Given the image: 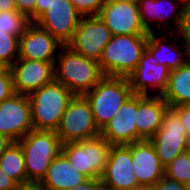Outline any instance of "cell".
<instances>
[{
	"label": "cell",
	"instance_id": "cell-35",
	"mask_svg": "<svg viewBox=\"0 0 190 190\" xmlns=\"http://www.w3.org/2000/svg\"><path fill=\"white\" fill-rule=\"evenodd\" d=\"M69 190H105L100 178L88 179L81 185L75 186Z\"/></svg>",
	"mask_w": 190,
	"mask_h": 190
},
{
	"label": "cell",
	"instance_id": "cell-29",
	"mask_svg": "<svg viewBox=\"0 0 190 190\" xmlns=\"http://www.w3.org/2000/svg\"><path fill=\"white\" fill-rule=\"evenodd\" d=\"M15 93L10 68L0 67V103Z\"/></svg>",
	"mask_w": 190,
	"mask_h": 190
},
{
	"label": "cell",
	"instance_id": "cell-17",
	"mask_svg": "<svg viewBox=\"0 0 190 190\" xmlns=\"http://www.w3.org/2000/svg\"><path fill=\"white\" fill-rule=\"evenodd\" d=\"M137 94H132L116 115L100 131L110 145H129L137 142Z\"/></svg>",
	"mask_w": 190,
	"mask_h": 190
},
{
	"label": "cell",
	"instance_id": "cell-7",
	"mask_svg": "<svg viewBox=\"0 0 190 190\" xmlns=\"http://www.w3.org/2000/svg\"><path fill=\"white\" fill-rule=\"evenodd\" d=\"M56 133L62 144L100 135L91 107L84 96L74 95L70 100Z\"/></svg>",
	"mask_w": 190,
	"mask_h": 190
},
{
	"label": "cell",
	"instance_id": "cell-34",
	"mask_svg": "<svg viewBox=\"0 0 190 190\" xmlns=\"http://www.w3.org/2000/svg\"><path fill=\"white\" fill-rule=\"evenodd\" d=\"M22 188L0 167V190H21Z\"/></svg>",
	"mask_w": 190,
	"mask_h": 190
},
{
	"label": "cell",
	"instance_id": "cell-19",
	"mask_svg": "<svg viewBox=\"0 0 190 190\" xmlns=\"http://www.w3.org/2000/svg\"><path fill=\"white\" fill-rule=\"evenodd\" d=\"M137 2L141 24L147 33H153L155 30L149 21H156L162 26L163 22L166 23L173 16L174 32L181 31L185 12V4L181 0H137ZM176 7L179 8L178 11Z\"/></svg>",
	"mask_w": 190,
	"mask_h": 190
},
{
	"label": "cell",
	"instance_id": "cell-11",
	"mask_svg": "<svg viewBox=\"0 0 190 190\" xmlns=\"http://www.w3.org/2000/svg\"><path fill=\"white\" fill-rule=\"evenodd\" d=\"M81 17L70 0H53L34 23L67 45L73 38Z\"/></svg>",
	"mask_w": 190,
	"mask_h": 190
},
{
	"label": "cell",
	"instance_id": "cell-3",
	"mask_svg": "<svg viewBox=\"0 0 190 190\" xmlns=\"http://www.w3.org/2000/svg\"><path fill=\"white\" fill-rule=\"evenodd\" d=\"M31 120L36 130L57 131L74 94L55 79L29 95Z\"/></svg>",
	"mask_w": 190,
	"mask_h": 190
},
{
	"label": "cell",
	"instance_id": "cell-40",
	"mask_svg": "<svg viewBox=\"0 0 190 190\" xmlns=\"http://www.w3.org/2000/svg\"><path fill=\"white\" fill-rule=\"evenodd\" d=\"M186 153L189 155L190 157V136L187 140V144H186Z\"/></svg>",
	"mask_w": 190,
	"mask_h": 190
},
{
	"label": "cell",
	"instance_id": "cell-28",
	"mask_svg": "<svg viewBox=\"0 0 190 190\" xmlns=\"http://www.w3.org/2000/svg\"><path fill=\"white\" fill-rule=\"evenodd\" d=\"M82 17L98 16L107 0H70Z\"/></svg>",
	"mask_w": 190,
	"mask_h": 190
},
{
	"label": "cell",
	"instance_id": "cell-32",
	"mask_svg": "<svg viewBox=\"0 0 190 190\" xmlns=\"http://www.w3.org/2000/svg\"><path fill=\"white\" fill-rule=\"evenodd\" d=\"M155 190H187V185L171 180L165 175L154 185Z\"/></svg>",
	"mask_w": 190,
	"mask_h": 190
},
{
	"label": "cell",
	"instance_id": "cell-21",
	"mask_svg": "<svg viewBox=\"0 0 190 190\" xmlns=\"http://www.w3.org/2000/svg\"><path fill=\"white\" fill-rule=\"evenodd\" d=\"M88 178L76 171L67 157L60 152L48 167L46 176L36 186L39 190H69Z\"/></svg>",
	"mask_w": 190,
	"mask_h": 190
},
{
	"label": "cell",
	"instance_id": "cell-24",
	"mask_svg": "<svg viewBox=\"0 0 190 190\" xmlns=\"http://www.w3.org/2000/svg\"><path fill=\"white\" fill-rule=\"evenodd\" d=\"M0 167L22 189L27 188L24 152L18 142H13L1 155Z\"/></svg>",
	"mask_w": 190,
	"mask_h": 190
},
{
	"label": "cell",
	"instance_id": "cell-2",
	"mask_svg": "<svg viewBox=\"0 0 190 190\" xmlns=\"http://www.w3.org/2000/svg\"><path fill=\"white\" fill-rule=\"evenodd\" d=\"M24 152L27 188L36 187L46 176L51 161L61 152L55 131L32 129L19 142Z\"/></svg>",
	"mask_w": 190,
	"mask_h": 190
},
{
	"label": "cell",
	"instance_id": "cell-22",
	"mask_svg": "<svg viewBox=\"0 0 190 190\" xmlns=\"http://www.w3.org/2000/svg\"><path fill=\"white\" fill-rule=\"evenodd\" d=\"M166 37L165 35L157 37L155 32L149 33L146 49L157 59L159 64L168 67L170 70L185 65L190 60V52L187 46L182 52L177 48L176 42L168 45Z\"/></svg>",
	"mask_w": 190,
	"mask_h": 190
},
{
	"label": "cell",
	"instance_id": "cell-20",
	"mask_svg": "<svg viewBox=\"0 0 190 190\" xmlns=\"http://www.w3.org/2000/svg\"><path fill=\"white\" fill-rule=\"evenodd\" d=\"M169 108L163 97L137 95V141L150 140Z\"/></svg>",
	"mask_w": 190,
	"mask_h": 190
},
{
	"label": "cell",
	"instance_id": "cell-30",
	"mask_svg": "<svg viewBox=\"0 0 190 190\" xmlns=\"http://www.w3.org/2000/svg\"><path fill=\"white\" fill-rule=\"evenodd\" d=\"M16 10L25 15L30 22L35 21V5L36 0H14Z\"/></svg>",
	"mask_w": 190,
	"mask_h": 190
},
{
	"label": "cell",
	"instance_id": "cell-6",
	"mask_svg": "<svg viewBox=\"0 0 190 190\" xmlns=\"http://www.w3.org/2000/svg\"><path fill=\"white\" fill-rule=\"evenodd\" d=\"M111 145L101 135L62 144L61 152L72 167L88 179L100 178L108 160Z\"/></svg>",
	"mask_w": 190,
	"mask_h": 190
},
{
	"label": "cell",
	"instance_id": "cell-37",
	"mask_svg": "<svg viewBox=\"0 0 190 190\" xmlns=\"http://www.w3.org/2000/svg\"><path fill=\"white\" fill-rule=\"evenodd\" d=\"M16 10L14 0H0V12Z\"/></svg>",
	"mask_w": 190,
	"mask_h": 190
},
{
	"label": "cell",
	"instance_id": "cell-1",
	"mask_svg": "<svg viewBox=\"0 0 190 190\" xmlns=\"http://www.w3.org/2000/svg\"><path fill=\"white\" fill-rule=\"evenodd\" d=\"M55 80L74 95L91 91L105 76L98 61L86 58L63 45L54 65Z\"/></svg>",
	"mask_w": 190,
	"mask_h": 190
},
{
	"label": "cell",
	"instance_id": "cell-14",
	"mask_svg": "<svg viewBox=\"0 0 190 190\" xmlns=\"http://www.w3.org/2000/svg\"><path fill=\"white\" fill-rule=\"evenodd\" d=\"M100 180L105 190H135L140 186L134 174L131 150L126 145H111Z\"/></svg>",
	"mask_w": 190,
	"mask_h": 190
},
{
	"label": "cell",
	"instance_id": "cell-41",
	"mask_svg": "<svg viewBox=\"0 0 190 190\" xmlns=\"http://www.w3.org/2000/svg\"><path fill=\"white\" fill-rule=\"evenodd\" d=\"M21 190H39L37 187H31V188H26V189H21Z\"/></svg>",
	"mask_w": 190,
	"mask_h": 190
},
{
	"label": "cell",
	"instance_id": "cell-10",
	"mask_svg": "<svg viewBox=\"0 0 190 190\" xmlns=\"http://www.w3.org/2000/svg\"><path fill=\"white\" fill-rule=\"evenodd\" d=\"M170 69L158 63L146 49L136 69L127 77L133 94L162 97L169 82ZM150 91L156 92L154 95Z\"/></svg>",
	"mask_w": 190,
	"mask_h": 190
},
{
	"label": "cell",
	"instance_id": "cell-15",
	"mask_svg": "<svg viewBox=\"0 0 190 190\" xmlns=\"http://www.w3.org/2000/svg\"><path fill=\"white\" fill-rule=\"evenodd\" d=\"M62 46L48 31L31 22L19 37L18 59L55 63Z\"/></svg>",
	"mask_w": 190,
	"mask_h": 190
},
{
	"label": "cell",
	"instance_id": "cell-39",
	"mask_svg": "<svg viewBox=\"0 0 190 190\" xmlns=\"http://www.w3.org/2000/svg\"><path fill=\"white\" fill-rule=\"evenodd\" d=\"M135 190H155L154 185L138 186Z\"/></svg>",
	"mask_w": 190,
	"mask_h": 190
},
{
	"label": "cell",
	"instance_id": "cell-33",
	"mask_svg": "<svg viewBox=\"0 0 190 190\" xmlns=\"http://www.w3.org/2000/svg\"><path fill=\"white\" fill-rule=\"evenodd\" d=\"M172 109L179 115L188 136H190V104L178 105Z\"/></svg>",
	"mask_w": 190,
	"mask_h": 190
},
{
	"label": "cell",
	"instance_id": "cell-42",
	"mask_svg": "<svg viewBox=\"0 0 190 190\" xmlns=\"http://www.w3.org/2000/svg\"><path fill=\"white\" fill-rule=\"evenodd\" d=\"M185 5L190 3V0H181Z\"/></svg>",
	"mask_w": 190,
	"mask_h": 190
},
{
	"label": "cell",
	"instance_id": "cell-8",
	"mask_svg": "<svg viewBox=\"0 0 190 190\" xmlns=\"http://www.w3.org/2000/svg\"><path fill=\"white\" fill-rule=\"evenodd\" d=\"M188 138L189 136L179 115L169 107L163 115L161 127L150 141L160 163L166 167L178 155L186 152Z\"/></svg>",
	"mask_w": 190,
	"mask_h": 190
},
{
	"label": "cell",
	"instance_id": "cell-13",
	"mask_svg": "<svg viewBox=\"0 0 190 190\" xmlns=\"http://www.w3.org/2000/svg\"><path fill=\"white\" fill-rule=\"evenodd\" d=\"M98 16L112 35L149 34L141 24L137 0H107Z\"/></svg>",
	"mask_w": 190,
	"mask_h": 190
},
{
	"label": "cell",
	"instance_id": "cell-5",
	"mask_svg": "<svg viewBox=\"0 0 190 190\" xmlns=\"http://www.w3.org/2000/svg\"><path fill=\"white\" fill-rule=\"evenodd\" d=\"M132 94L127 78L104 76L83 96L87 99L95 124L101 131Z\"/></svg>",
	"mask_w": 190,
	"mask_h": 190
},
{
	"label": "cell",
	"instance_id": "cell-27",
	"mask_svg": "<svg viewBox=\"0 0 190 190\" xmlns=\"http://www.w3.org/2000/svg\"><path fill=\"white\" fill-rule=\"evenodd\" d=\"M30 20L17 10L0 12V31L11 35L21 36Z\"/></svg>",
	"mask_w": 190,
	"mask_h": 190
},
{
	"label": "cell",
	"instance_id": "cell-25",
	"mask_svg": "<svg viewBox=\"0 0 190 190\" xmlns=\"http://www.w3.org/2000/svg\"><path fill=\"white\" fill-rule=\"evenodd\" d=\"M19 57V36L0 31V67L10 68Z\"/></svg>",
	"mask_w": 190,
	"mask_h": 190
},
{
	"label": "cell",
	"instance_id": "cell-18",
	"mask_svg": "<svg viewBox=\"0 0 190 190\" xmlns=\"http://www.w3.org/2000/svg\"><path fill=\"white\" fill-rule=\"evenodd\" d=\"M131 158L137 182L140 186L155 185L164 176V166L150 140H141L126 145Z\"/></svg>",
	"mask_w": 190,
	"mask_h": 190
},
{
	"label": "cell",
	"instance_id": "cell-16",
	"mask_svg": "<svg viewBox=\"0 0 190 190\" xmlns=\"http://www.w3.org/2000/svg\"><path fill=\"white\" fill-rule=\"evenodd\" d=\"M55 63L17 59L10 67L15 93L29 95L55 79Z\"/></svg>",
	"mask_w": 190,
	"mask_h": 190
},
{
	"label": "cell",
	"instance_id": "cell-36",
	"mask_svg": "<svg viewBox=\"0 0 190 190\" xmlns=\"http://www.w3.org/2000/svg\"><path fill=\"white\" fill-rule=\"evenodd\" d=\"M53 0H36L35 20L48 8Z\"/></svg>",
	"mask_w": 190,
	"mask_h": 190
},
{
	"label": "cell",
	"instance_id": "cell-12",
	"mask_svg": "<svg viewBox=\"0 0 190 190\" xmlns=\"http://www.w3.org/2000/svg\"><path fill=\"white\" fill-rule=\"evenodd\" d=\"M33 128L29 96L14 93L0 103V134L19 142Z\"/></svg>",
	"mask_w": 190,
	"mask_h": 190
},
{
	"label": "cell",
	"instance_id": "cell-31",
	"mask_svg": "<svg viewBox=\"0 0 190 190\" xmlns=\"http://www.w3.org/2000/svg\"><path fill=\"white\" fill-rule=\"evenodd\" d=\"M176 34L177 36H181L179 38H181V40H184L183 42L190 52V3L185 5L183 27L181 31Z\"/></svg>",
	"mask_w": 190,
	"mask_h": 190
},
{
	"label": "cell",
	"instance_id": "cell-4",
	"mask_svg": "<svg viewBox=\"0 0 190 190\" xmlns=\"http://www.w3.org/2000/svg\"><path fill=\"white\" fill-rule=\"evenodd\" d=\"M149 34L113 35L99 61L105 76L127 78L146 50Z\"/></svg>",
	"mask_w": 190,
	"mask_h": 190
},
{
	"label": "cell",
	"instance_id": "cell-9",
	"mask_svg": "<svg viewBox=\"0 0 190 190\" xmlns=\"http://www.w3.org/2000/svg\"><path fill=\"white\" fill-rule=\"evenodd\" d=\"M112 36V32L99 16L81 17L67 46L78 54L99 62Z\"/></svg>",
	"mask_w": 190,
	"mask_h": 190
},
{
	"label": "cell",
	"instance_id": "cell-38",
	"mask_svg": "<svg viewBox=\"0 0 190 190\" xmlns=\"http://www.w3.org/2000/svg\"><path fill=\"white\" fill-rule=\"evenodd\" d=\"M9 137L0 134V155L13 143Z\"/></svg>",
	"mask_w": 190,
	"mask_h": 190
},
{
	"label": "cell",
	"instance_id": "cell-26",
	"mask_svg": "<svg viewBox=\"0 0 190 190\" xmlns=\"http://www.w3.org/2000/svg\"><path fill=\"white\" fill-rule=\"evenodd\" d=\"M164 175L179 183L190 184V157L184 152L164 168Z\"/></svg>",
	"mask_w": 190,
	"mask_h": 190
},
{
	"label": "cell",
	"instance_id": "cell-23",
	"mask_svg": "<svg viewBox=\"0 0 190 190\" xmlns=\"http://www.w3.org/2000/svg\"><path fill=\"white\" fill-rule=\"evenodd\" d=\"M162 97L170 108L190 104V60L170 70L168 86Z\"/></svg>",
	"mask_w": 190,
	"mask_h": 190
}]
</instances>
